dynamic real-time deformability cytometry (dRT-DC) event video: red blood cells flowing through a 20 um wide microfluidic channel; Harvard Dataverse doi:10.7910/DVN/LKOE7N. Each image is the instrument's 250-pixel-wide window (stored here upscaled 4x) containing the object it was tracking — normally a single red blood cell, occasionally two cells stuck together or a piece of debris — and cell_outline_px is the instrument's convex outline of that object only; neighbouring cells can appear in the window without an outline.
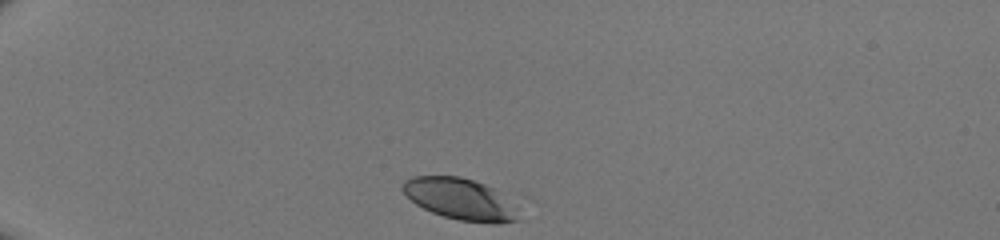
{"species": "human", "species_latin": "Homo sapiens", "temperature_condition": "room temperature", "stored_images_in_passage": 31, "camera_frame_rate_fps": 3000, "um_per_image_px": 0.085, "donor": {"sex": "male"}, "frame": {"image": 1, "passage_image": 1, "time_ms": 0.0, "image_size_px": [1000, 240], "cell_outline_px": [[520, 220], [500, 224], [492, 224], [460, 220], [444, 216], [432, 212], [416, 204], [400, 188], [400, 184], [404, 180], [412, 176], [460, 176], [496, 188]], "centroid_in_image_um": [39.03, 16.91], "position_along_channel_um": 46.0, "area_um2": 27.51}}
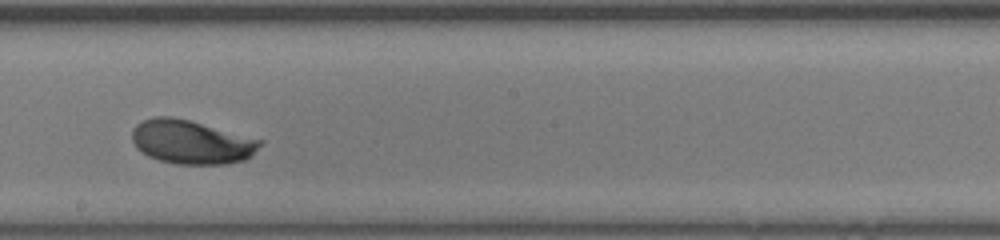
{"frame": {"image": 2, "passage_image": 18, "time_ms": 5.667, "image_size_px": [1000, 240], "cell_outline_px": [[264, 144], [252, 156], [244, 160], [228, 164], [176, 164], [160, 160], [148, 156], [140, 152], [136, 148], [132, 140], [132, 128], [136, 124], [152, 116], [172, 116], [188, 120], [264, 140]], "centroid_in_image_um": [16.28, 12.07], "position_along_channel_um": 231.9, "area_um2": 33.0}}
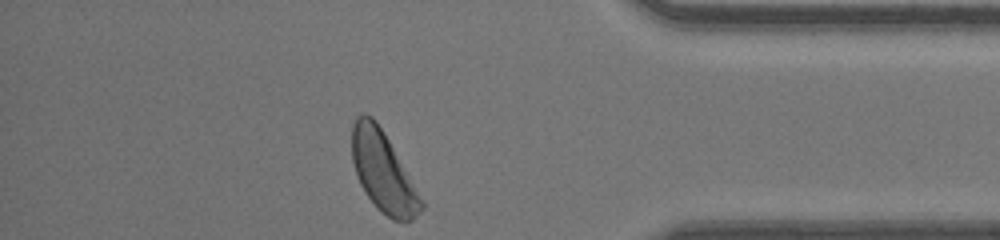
{"frame": {"image": 3, "passage_image": 31, "time_ms": 10.0, "image_size_px": [1000, 240], "cell_outline_px": [[424, 208], [412, 220], [392, 220], [380, 212], [364, 192], [360, 184], [352, 160], [352, 124], [356, 116], [364, 112], [372, 116], [376, 120], [424, 200]], "centroid_in_image_um": [32.56, 14.6], "position_along_channel_um": 402.6, "area_um2": 32.25}}